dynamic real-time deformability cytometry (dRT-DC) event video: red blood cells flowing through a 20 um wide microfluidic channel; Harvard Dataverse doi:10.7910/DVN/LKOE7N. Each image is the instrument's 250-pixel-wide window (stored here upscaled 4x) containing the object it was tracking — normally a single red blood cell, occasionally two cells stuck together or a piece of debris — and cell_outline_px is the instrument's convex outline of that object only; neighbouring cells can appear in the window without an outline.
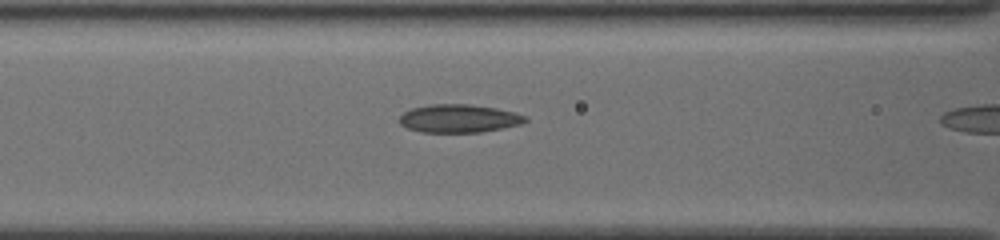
{"species": "common noctule bat (a hibernating species)", "species_latin": "Nyctalus noctula", "temperature_condition": "cold", "stored_images_in_passage": 10, "camera_frame_rate_fps": 3000, "um_per_image_px": 0.085, "animal": {"sex": "female", "body_mass_g": 19.5, "forearm_length_mm": 54.1}, "frame": {"image": 1, "passage_image": 9, "time_ms": 2.667, "image_size_px": [1000, 240], "cell_outline_px": [[528, 120], [520, 124], [480, 132], [420, 132], [408, 128], [400, 124], [400, 116], [404, 112], [412, 108], [432, 104], [468, 104], [496, 108], [516, 112], [528, 116]], "centroid_in_image_um": [39.02, 10.06], "position_along_channel_um": 127.6, "area_um2": 20.58}}